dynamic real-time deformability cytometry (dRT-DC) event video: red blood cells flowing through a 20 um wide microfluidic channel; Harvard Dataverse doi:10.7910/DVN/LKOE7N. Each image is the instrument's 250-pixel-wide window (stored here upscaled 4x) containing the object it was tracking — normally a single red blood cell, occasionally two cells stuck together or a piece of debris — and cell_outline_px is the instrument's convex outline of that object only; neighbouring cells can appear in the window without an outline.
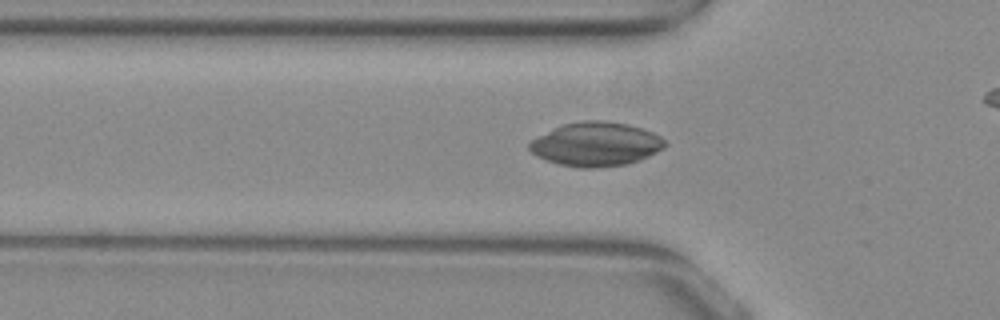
{"species": "common noctule bat (a hibernating species)", "species_latin": "Nyctalus noctula", "temperature_condition": "warm", "stored_images_in_passage": 45, "camera_frame_rate_fps": 3000, "um_per_image_px": 0.085, "animal": {"sex": "female", "body_mass_g": 29.2, "forearm_length_mm": 56.3}, "frame": {"image": 1, "passage_image": 17, "time_ms": 5.333, "image_size_px": [1000, 320], "cell_outline_px": [[668, 144], [664, 148], [640, 160], [628, 164], [592, 168], [580, 168], [560, 164], [536, 156], [528, 148], [528, 144], [532, 140], [564, 124], [584, 120], [604, 120], [628, 124], [652, 132], [660, 136]], "centroid_in_image_um": [50.69, 12.26], "position_along_channel_um": 75.1, "area_um2": 34.45}}
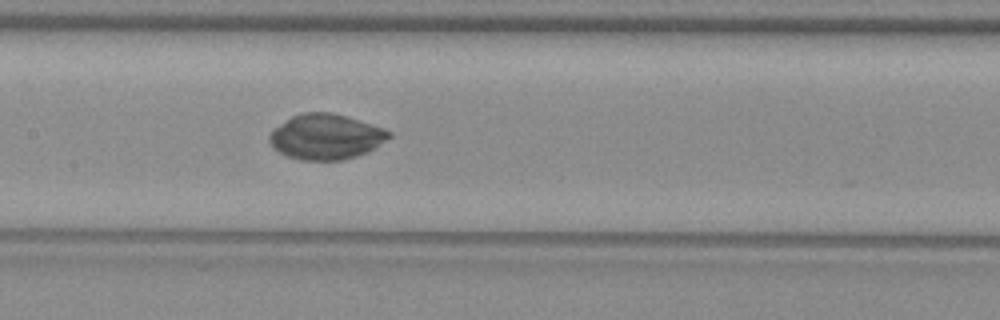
{"frame": {"image": 2, "passage_image": 25, "time_ms": 8.0, "image_size_px": [1000, 320], "cell_outline_px": [[392, 136], [368, 152], [344, 160], [300, 160], [288, 156], [272, 148], [268, 140], [268, 136], [272, 128], [292, 116], [304, 112], [332, 112], [384, 128], [392, 132]], "centroid_in_image_um": [27.67, 11.62], "position_along_channel_um": 179.7, "area_um2": 31.73}}
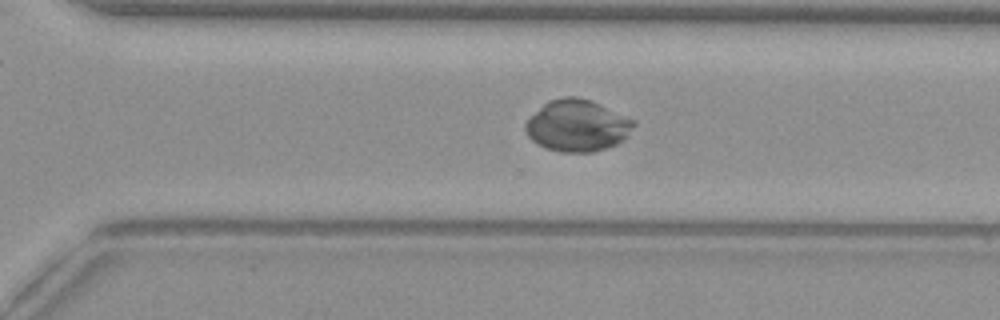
{"frame": {"image": 3, "passage_image": 36, "time_ms": 11.667, "image_size_px": [1000, 320], "cell_outline_px": [[636, 124], [628, 136], [616, 144], [592, 152], [560, 152], [544, 148], [536, 144], [528, 136], [524, 128], [524, 124], [528, 116], [544, 104], [552, 100], [564, 96], [576, 96], [592, 100], [636, 120]], "centroid_in_image_um": [49.06, 10.67], "position_along_channel_um": 321.5, "area_um2": 32.95}}